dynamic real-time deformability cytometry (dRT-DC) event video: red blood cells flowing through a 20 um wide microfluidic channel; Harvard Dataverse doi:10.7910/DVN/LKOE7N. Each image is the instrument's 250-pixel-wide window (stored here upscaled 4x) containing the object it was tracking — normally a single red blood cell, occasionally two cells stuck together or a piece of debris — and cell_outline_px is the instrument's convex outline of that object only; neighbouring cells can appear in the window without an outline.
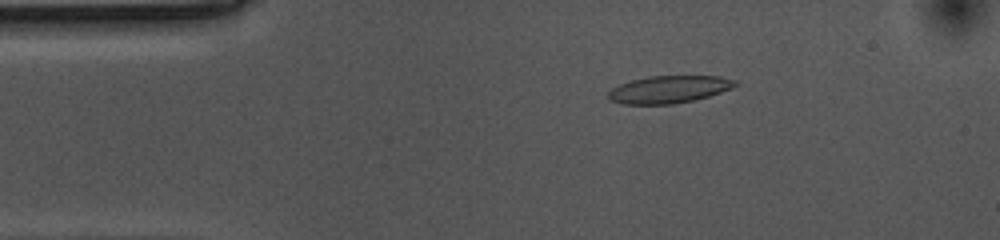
{"species": "common noctule bat (a hibernating species)", "species_latin": "Nyctalus noctula", "temperature_condition": "cold", "stored_images_in_passage": 52, "camera_frame_rate_fps": 3000, "um_per_image_px": 0.085, "animal": {"sex": "female", "body_mass_g": 10.0, "forearm_length_mm": 53.1}, "frame": {"image": 1, "passage_image": 6, "time_ms": 1.667, "image_size_px": [1000, 240], "cell_outline_px": [[736, 84], [732, 88], [708, 96], [692, 100], [672, 104], [624, 104], [608, 100], [608, 92], [612, 88], [620, 84], [632, 80], [648, 76], [720, 76], [736, 80]], "centroid_in_image_um": [56.83, 7.59], "position_along_channel_um": 28.2, "area_um2": 20.11}}
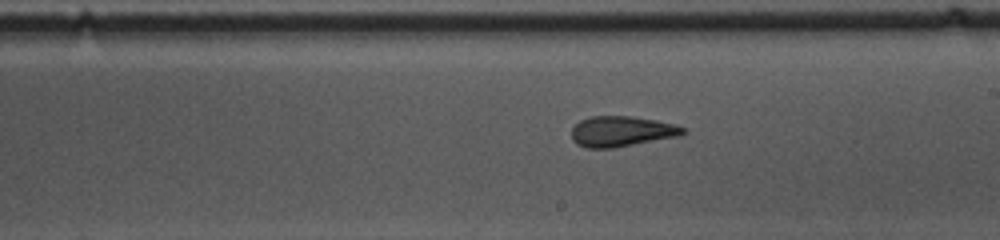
{"frame": {"image": 2, "passage_image": 27, "time_ms": 8.667, "image_size_px": [1000, 240], "cell_outline_px": [[688, 132], [684, 136], [612, 148], [584, 148], [576, 144], [572, 140], [572, 128], [580, 120], [592, 116], [632, 116], [656, 120], [676, 124], [684, 128]], "centroid_in_image_um": [52.89, 11.17], "position_along_channel_um": 236.1, "area_um2": 20.17}}
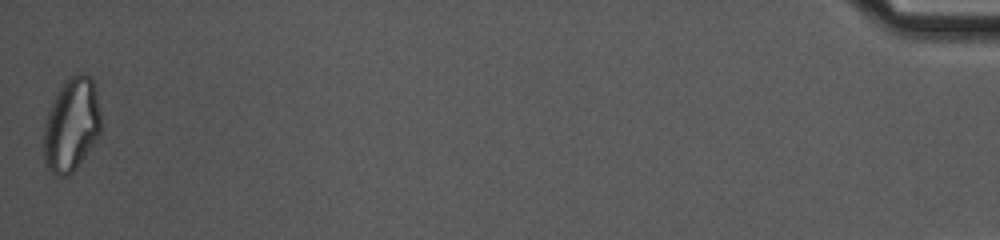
{"frame": {"image": 3, "passage_image": 52, "time_ms": 17.0, "image_size_px": [1000, 240], "cell_outline_px": [[100, 132], [76, 168], [68, 176], [56, 176], [48, 172], [44, 164], [44, 128], [48, 112], [64, 80], [68, 76], [80, 72], [84, 72], [92, 80], [96, 92], [100, 108]], "centroid_in_image_um": [6.05, 10.61], "position_along_channel_um": 429.1, "area_um2": 31.04}, "authors_computed_cell_mechanics": {"area_um2": 20.4901, "velocity_mm_per_s": 3.5406, "shape_relaxation_time_tau1_ms": null, "shape_relaxation_time_tau2_ms": 2.2254, "deformation_change_tau1": null, "deformation_change_tau2": 0.1045}}